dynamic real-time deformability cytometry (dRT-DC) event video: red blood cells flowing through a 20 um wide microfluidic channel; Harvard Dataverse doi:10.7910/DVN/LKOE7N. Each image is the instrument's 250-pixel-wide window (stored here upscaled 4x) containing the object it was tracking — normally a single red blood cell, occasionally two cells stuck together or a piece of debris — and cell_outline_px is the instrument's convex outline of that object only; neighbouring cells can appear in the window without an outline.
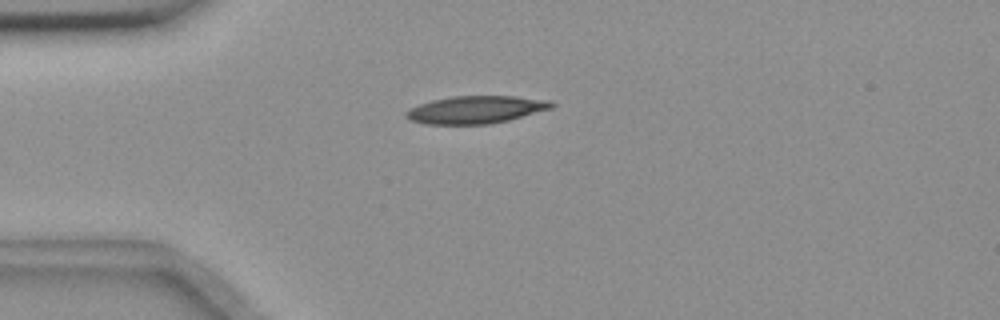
{"species": "common noctule bat (a hibernating species)", "species_latin": "Nyctalus noctula", "temperature_condition": "room temperature", "stored_images_in_passage": 36, "camera_frame_rate_fps": 3000, "um_per_image_px": 0.085, "animal": {"sex": "female", "body_mass_g": 18.4}, "frame": {"image": 1, "passage_image": 1, "time_ms": 0.0, "image_size_px": [1000, 320], "cell_outline_px": [[556, 104], [552, 108], [508, 120], [488, 124], [428, 124], [412, 120], [404, 116], [404, 112], [420, 104], [432, 100], [452, 96], [516, 96], [552, 100]], "centroid_in_image_um": [40.49, 9.31], "position_along_channel_um": 44.5, "area_um2": 23.29}}
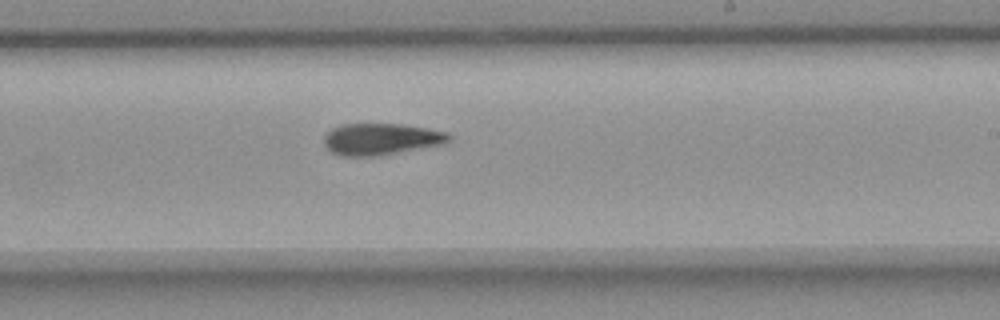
{"frame": {"image": 2, "passage_image": 20, "time_ms": 6.333, "image_size_px": [1000, 320], "cell_outline_px": [[452, 140], [444, 144], [376, 156], [344, 156], [332, 152], [324, 144], [324, 136], [332, 128], [344, 124], [400, 124], [448, 132], [452, 136]], "centroid_in_image_um": [32.42, 11.82], "position_along_channel_um": 256.6, "area_um2": 22.89}}
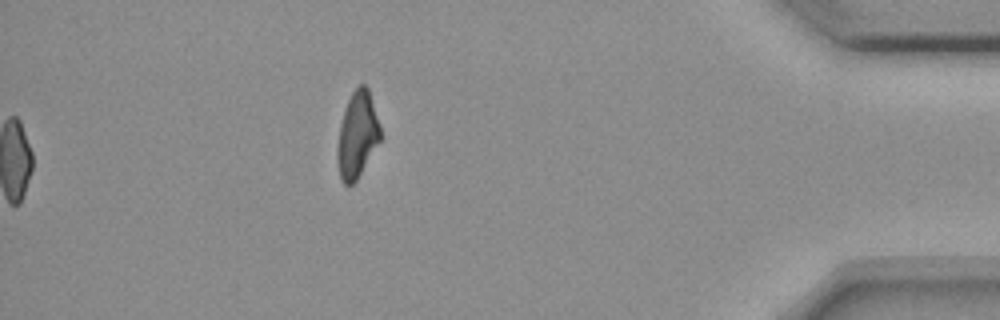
{"frame": {"image": 3, "passage_image": 36, "time_ms": 11.667, "image_size_px": [1000, 320], "cell_outline_px": [[380, 140], [356, 180], [352, 184], [344, 184], [340, 180], [336, 156], [340, 124], [348, 100], [352, 92], [360, 84], [364, 84], [368, 88], [380, 124]], "centroid_in_image_um": [30.35, 11.47], "position_along_channel_um": 404.8, "area_um2": 21.27}, "authors_computed_cell_mechanics": {"area_um2": 23.1778, "velocity_mm_per_s": 3.6596, "shape_relaxation_time_tau1_ms": 11.1507, "shape_relaxation_time_tau2_ms": 10.8945, "deformation_change_tau1": 0.2352, "deformation_change_tau2": 0.2033}}